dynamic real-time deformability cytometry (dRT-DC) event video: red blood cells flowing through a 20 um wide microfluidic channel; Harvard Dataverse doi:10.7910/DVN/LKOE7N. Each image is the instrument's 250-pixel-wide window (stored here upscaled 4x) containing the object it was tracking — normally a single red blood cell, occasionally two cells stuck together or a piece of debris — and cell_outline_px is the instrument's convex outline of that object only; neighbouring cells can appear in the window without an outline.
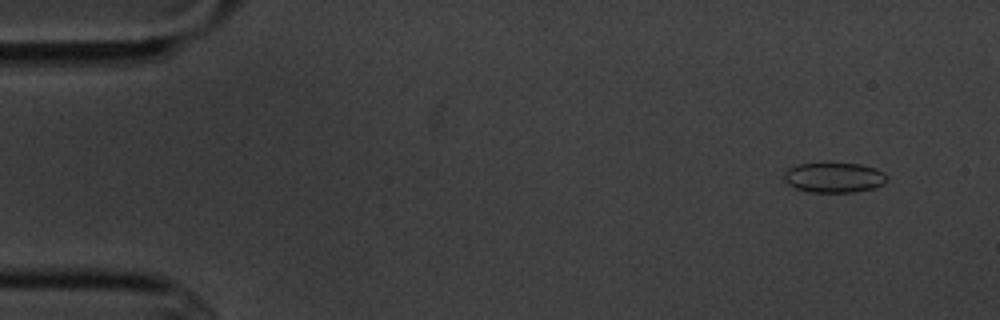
{"species": "common noctule bat (a hibernating species)", "species_latin": "Nyctalus noctula", "temperature_condition": "cold", "stored_images_in_passage": 7, "camera_frame_rate_fps": 3000, "um_per_image_px": 0.085, "animal": {"sex": "male", "body_mass_g": 20.1, "forearm_length_mm": 53.5}, "frame": {"image": 1, "passage_image": 2, "time_ms": 1.333, "image_size_px": [1000, 320], "cell_outline_px": [[888, 180], [884, 184], [876, 188], [856, 192], [808, 192], [796, 188], [788, 184], [784, 180], [784, 172], [788, 168], [796, 164], [828, 160], [860, 164], [876, 168], [884, 172], [888, 176]], "centroid_in_image_um": [70.91, 15.04], "position_along_channel_um": 14.1, "area_um2": 19.07}}
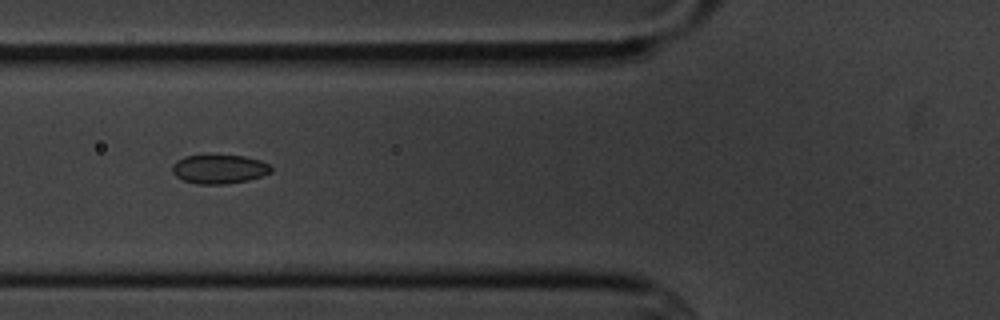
{"frame": {"image": 2, "passage_image": 7, "time_ms": 7.0, "image_size_px": [1000, 320], "cell_outline_px": [[272, 172], [248, 180], [224, 184], [196, 184], [184, 180], [176, 176], [172, 172], [172, 164], [176, 160], [184, 156], [208, 152], [244, 156], [260, 160], [268, 164], [272, 168]], "centroid_in_image_um": [18.58, 14.32], "position_along_channel_um": 107.2, "area_um2": 17.4}}